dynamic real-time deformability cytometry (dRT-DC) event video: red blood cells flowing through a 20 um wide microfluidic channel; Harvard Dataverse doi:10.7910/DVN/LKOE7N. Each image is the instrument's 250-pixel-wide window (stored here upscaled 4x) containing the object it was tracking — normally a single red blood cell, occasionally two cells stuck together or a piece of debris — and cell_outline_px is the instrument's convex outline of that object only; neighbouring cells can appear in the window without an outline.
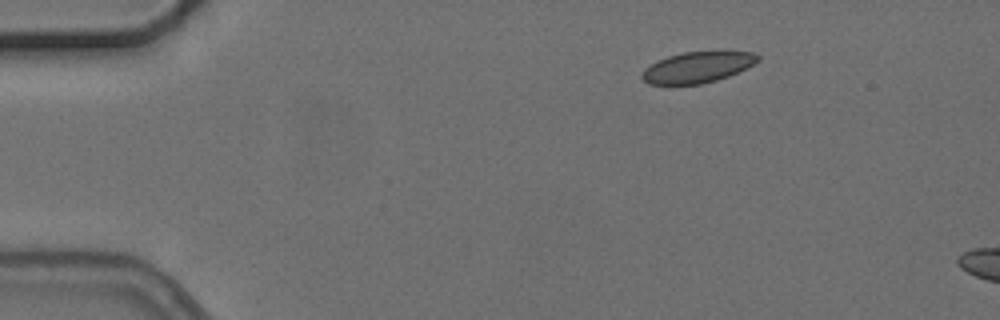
{"species": "common noctule bat (a hibernating species)", "species_latin": "Nyctalus noctula", "temperature_condition": "cold", "stored_images_in_passage": 4, "camera_frame_rate_fps": 3000, "um_per_image_px": 0.085, "animal": {"sex": "female", "body_mass_g": 24.6, "forearm_length_mm": 56.2}, "frame": {"image": 1, "passage_image": 1, "time_ms": 0.0, "image_size_px": [1000, 320], "cell_outline_px": [[760, 60], [748, 68], [728, 76], [716, 80], [700, 84], [648, 84], [640, 76], [640, 72], [644, 68], [656, 60], [668, 56], [684, 52], [724, 48], [752, 52], [760, 56]], "centroid_in_image_um": [59.34, 5.66], "position_along_channel_um": 25.7, "area_um2": 21.85}}